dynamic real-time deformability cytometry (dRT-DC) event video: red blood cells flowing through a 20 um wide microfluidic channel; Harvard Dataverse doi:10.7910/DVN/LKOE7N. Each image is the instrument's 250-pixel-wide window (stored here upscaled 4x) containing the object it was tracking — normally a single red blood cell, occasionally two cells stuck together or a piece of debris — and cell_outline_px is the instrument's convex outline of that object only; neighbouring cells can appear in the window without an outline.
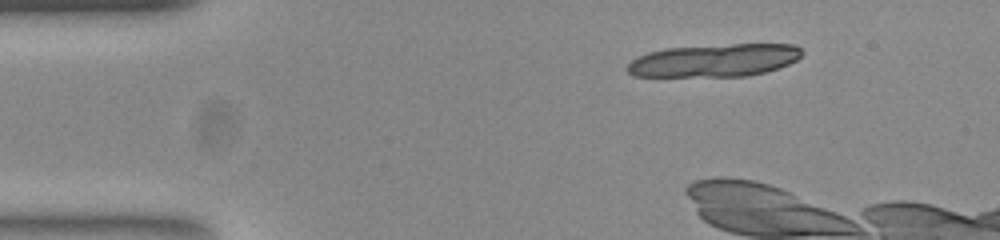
{"species": "common noctule bat (a hibernating species)", "species_latin": "Nyctalus noctula", "temperature_condition": "room temperature", "stored_images_in_passage": 8, "camera_frame_rate_fps": 3000, "um_per_image_px": 0.085, "animal": {"sex": "female", "body_mass_g": 23.0, "forearm_length_mm": 53.4}, "frame": {"image": 1, "passage_image": 4, "time_ms": 1.0, "image_size_px": [1000, 240], "cell_outline_px": [[804, 52], [796, 60], [788, 64], [764, 72], [748, 76], [632, 76], [624, 68], [636, 56], [648, 52], [668, 48], [732, 44], [796, 44]], "centroid_in_image_um": [60.7, 5.13], "position_along_channel_um": 24.3, "area_um2": 33.35}}